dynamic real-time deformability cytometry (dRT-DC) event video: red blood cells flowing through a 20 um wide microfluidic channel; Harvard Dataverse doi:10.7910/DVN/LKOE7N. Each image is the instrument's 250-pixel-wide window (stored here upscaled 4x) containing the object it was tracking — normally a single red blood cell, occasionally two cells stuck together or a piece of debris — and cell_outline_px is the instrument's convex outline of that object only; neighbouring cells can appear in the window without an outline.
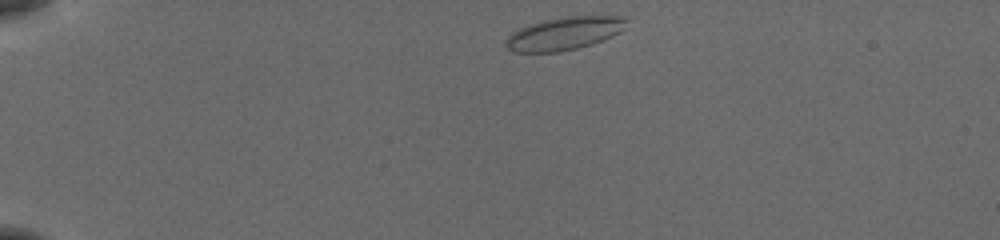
{"species": "common noctule bat (a hibernating species)", "species_latin": "Nyctalus noctula", "temperature_condition": "cold", "stored_images_in_passage": 43, "camera_frame_rate_fps": 3000, "um_per_image_px": 0.085, "animal": {"sex": "female", "body_mass_g": 19.5, "forearm_length_mm": 54.1}, "frame": {"image": 1, "passage_image": 1, "time_ms": 0.0, "image_size_px": [1000, 240], "cell_outline_px": [[628, 20], [624, 28], [620, 32], [604, 40], [592, 44], [560, 52], [512, 52], [504, 44], [504, 40], [512, 32], [528, 24], [544, 20], [568, 16], [628, 16]], "centroid_in_image_um": [47.96, 2.84], "position_along_channel_um": 37.0, "area_um2": 23.35}}
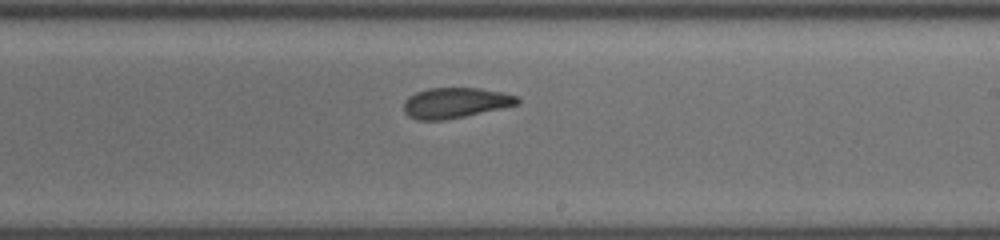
{"frame": {"image": 2, "passage_image": 23, "time_ms": 7.333, "image_size_px": [1000, 240], "cell_outline_px": [[520, 104], [464, 116], [444, 120], [416, 120], [408, 116], [404, 112], [404, 100], [408, 96], [416, 92], [428, 88], [480, 88], [504, 92], [516, 96], [520, 100]], "centroid_in_image_um": [38.68, 8.73], "position_along_channel_um": 250.3, "area_um2": 20.23}}
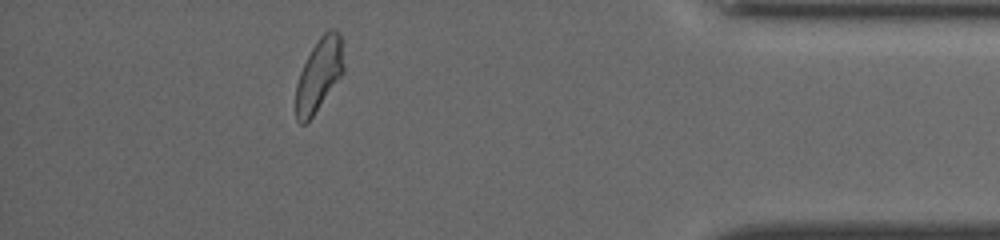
{"frame": {"image": 3, "passage_image": 38, "time_ms": 12.333, "image_size_px": [1000, 240], "cell_outline_px": [[344, 72], [312, 116], [304, 124], [300, 124], [296, 120], [296, 84], [300, 72], [312, 48], [320, 36], [328, 28], [332, 28], [340, 32], [344, 64]], "centroid_in_image_um": [27.12, 6.32], "position_along_channel_um": 408.1, "area_um2": 20.11}, "authors_computed_cell_mechanics": {"area_um2": 20.7502, "velocity_mm_per_s": 3.8464, "shape_relaxation_time_tau1_ms": 10.312, "shape_relaxation_time_tau2_ms": 2.0661, "deformation_change_tau1": 0.1816, "deformation_change_tau2": 0.079}}